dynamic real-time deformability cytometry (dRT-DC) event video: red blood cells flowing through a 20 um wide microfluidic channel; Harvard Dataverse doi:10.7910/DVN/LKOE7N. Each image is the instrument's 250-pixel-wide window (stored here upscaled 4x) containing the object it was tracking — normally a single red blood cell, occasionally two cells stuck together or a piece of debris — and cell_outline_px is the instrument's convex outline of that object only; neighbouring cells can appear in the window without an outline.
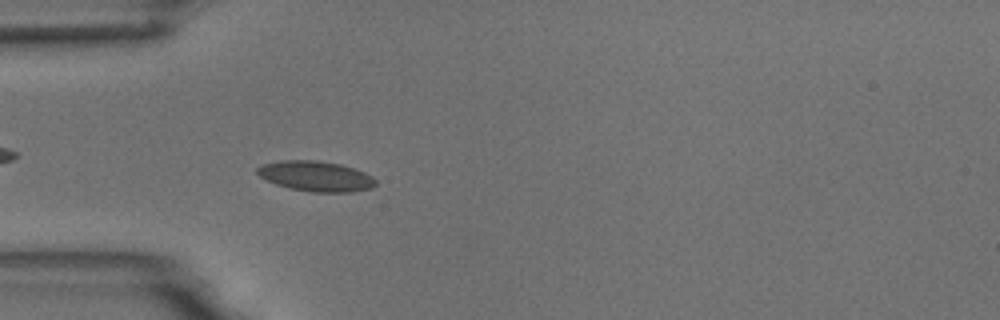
{"species": "common noctule bat (a hibernating species)", "species_latin": "Nyctalus noctula", "temperature_condition": "room temperature", "stored_images_in_passage": 4, "camera_frame_rate_fps": 3000, "um_per_image_px": 0.085, "animal": {"sex": "male", "body_mass_g": 18.8}, "frame": {"image": 1, "passage_image": 4, "time_ms": 3.333, "image_size_px": [1000, 320], "cell_outline_px": [[376, 184], [372, 188], [352, 192], [312, 192], [288, 188], [276, 184], [260, 176], [256, 172], [256, 168], [260, 164], [280, 160], [316, 160], [340, 164], [364, 172], [372, 176], [376, 180]], "centroid_in_image_um": [26.83, 14.97], "position_along_channel_um": 58.2, "area_um2": 20.98}}